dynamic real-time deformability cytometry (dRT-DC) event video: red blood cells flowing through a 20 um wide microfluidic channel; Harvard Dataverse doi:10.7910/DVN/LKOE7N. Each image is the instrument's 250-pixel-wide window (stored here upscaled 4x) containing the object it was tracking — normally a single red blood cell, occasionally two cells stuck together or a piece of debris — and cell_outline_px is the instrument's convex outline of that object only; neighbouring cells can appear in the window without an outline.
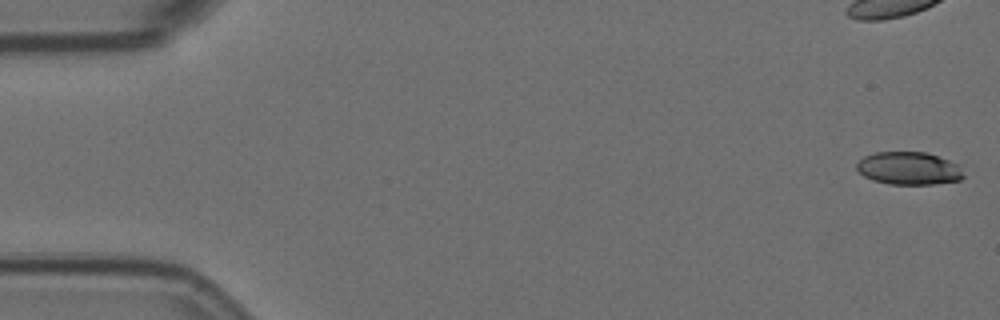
{"species": "Egyptian fruit bat (a non-hibernating species)", "species_latin": "Rousettus aegyptiacus", "temperature_condition": "room temperature", "stored_images_in_passage": 11, "camera_frame_rate_fps": 3000, "um_per_image_px": 0.085, "animal": {"sex": "female"}, "frame": {"image": 1, "passage_image": 1, "time_ms": 0.0, "image_size_px": [1000, 320], "cell_outline_px": [[964, 176], [960, 180], [936, 184], [888, 184], [872, 180], [864, 176], [856, 168], [856, 164], [864, 156], [876, 152], [928, 152], [960, 164]], "centroid_in_image_um": [77.28, 14.31], "position_along_channel_um": 7.7, "area_um2": 20.63}}